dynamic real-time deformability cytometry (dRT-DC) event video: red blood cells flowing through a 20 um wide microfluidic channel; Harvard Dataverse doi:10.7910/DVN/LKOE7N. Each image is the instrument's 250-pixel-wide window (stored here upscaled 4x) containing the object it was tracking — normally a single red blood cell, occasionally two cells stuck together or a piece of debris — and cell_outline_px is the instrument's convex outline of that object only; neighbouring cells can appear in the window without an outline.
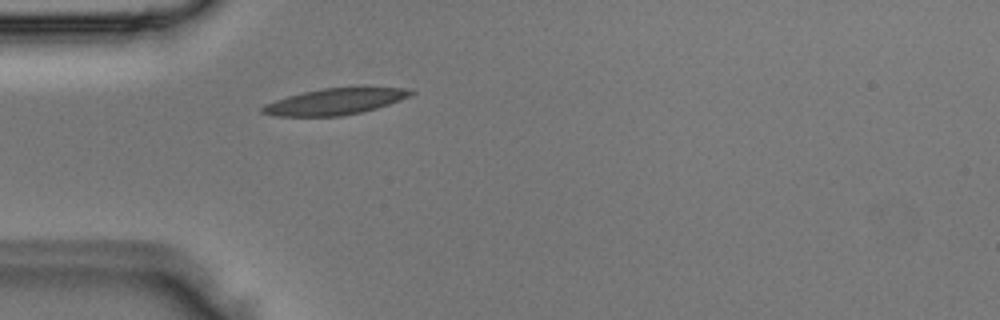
{"species": "Egyptian fruit bat (a non-hibernating species)", "species_latin": "Rousettus aegyptiacus", "temperature_condition": "room temperature", "stored_images_in_passage": 1, "camera_frame_rate_fps": 3000, "um_per_image_px": 0.085, "animal": {"sex": "male"}, "frame": {"image": 1, "passage_image": 1, "time_ms": 0.0, "image_size_px": [1000, 320], "cell_outline_px": [[416, 92], [412, 96], [376, 108], [360, 112], [340, 116], [272, 116], [260, 112], [260, 108], [264, 104], [288, 96], [304, 92], [324, 88], [404, 88]], "centroid_in_image_um": [28.43, 8.64], "position_along_channel_um": 56.6, "area_um2": 22.37}}